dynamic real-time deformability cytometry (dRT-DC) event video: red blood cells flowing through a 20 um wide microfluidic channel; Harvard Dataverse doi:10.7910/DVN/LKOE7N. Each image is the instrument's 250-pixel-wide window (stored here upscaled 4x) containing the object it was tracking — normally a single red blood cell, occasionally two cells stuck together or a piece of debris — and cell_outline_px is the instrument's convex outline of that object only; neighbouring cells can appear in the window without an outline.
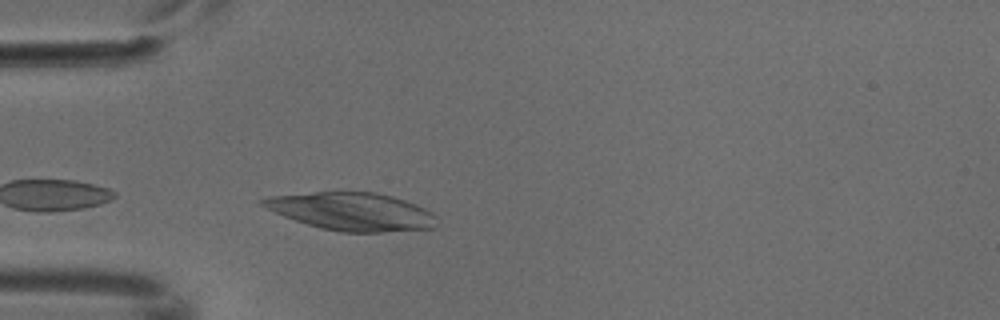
{"species": "common noctule bat (a hibernating species)", "species_latin": "Nyctalus noctula", "temperature_condition": "cold", "stored_images_in_passage": 2, "camera_frame_rate_fps": 3000, "um_per_image_px": 0.085, "animal": {"sex": "male", "body_mass_g": 18.8}, "frame": {"image": 1, "passage_image": 2, "time_ms": 0.333, "image_size_px": [1000, 320], "cell_outline_px": [[436, 228], [380, 232], [340, 232], [320, 228], [284, 216], [260, 204], [256, 200], [268, 196], [316, 192], [376, 192], [392, 196], [416, 204], [432, 212], [436, 216]], "centroid_in_image_um": [29.91, 17.98], "position_along_channel_um": 55.1, "area_um2": 38.32}}